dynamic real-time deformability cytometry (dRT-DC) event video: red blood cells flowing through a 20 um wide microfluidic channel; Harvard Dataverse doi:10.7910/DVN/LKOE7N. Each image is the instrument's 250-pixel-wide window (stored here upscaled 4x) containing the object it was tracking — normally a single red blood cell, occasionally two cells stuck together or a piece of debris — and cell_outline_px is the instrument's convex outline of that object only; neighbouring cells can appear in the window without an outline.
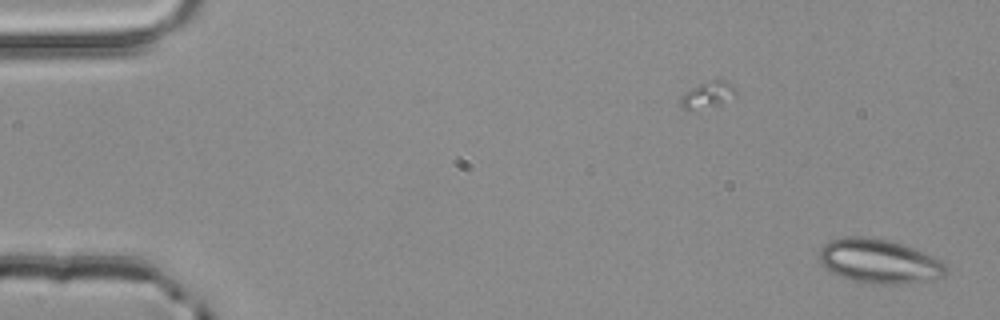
{"species": "common noctule bat (a hibernating species)", "species_latin": "Nyctalus noctula", "temperature_condition": "room temperature", "stored_images_in_passage": 3, "camera_frame_rate_fps": 3000, "um_per_image_px": 0.085, "animal": {"sex": "male", "body_mass_g": 20.4}, "frame": {"image": 1, "passage_image": 3, "time_ms": 0.667, "image_size_px": [1000, 320], "cell_outline_px": [[948, 272], [944, 276], [904, 284], [872, 284], [852, 280], [840, 276], [824, 268], [820, 264], [820, 248], [828, 240], [848, 236], [864, 236], [892, 240], [932, 256], [940, 260], [948, 268]], "centroid_in_image_um": [74.69, 22.2], "position_along_channel_um": 10.3, "area_um2": 32.71}}